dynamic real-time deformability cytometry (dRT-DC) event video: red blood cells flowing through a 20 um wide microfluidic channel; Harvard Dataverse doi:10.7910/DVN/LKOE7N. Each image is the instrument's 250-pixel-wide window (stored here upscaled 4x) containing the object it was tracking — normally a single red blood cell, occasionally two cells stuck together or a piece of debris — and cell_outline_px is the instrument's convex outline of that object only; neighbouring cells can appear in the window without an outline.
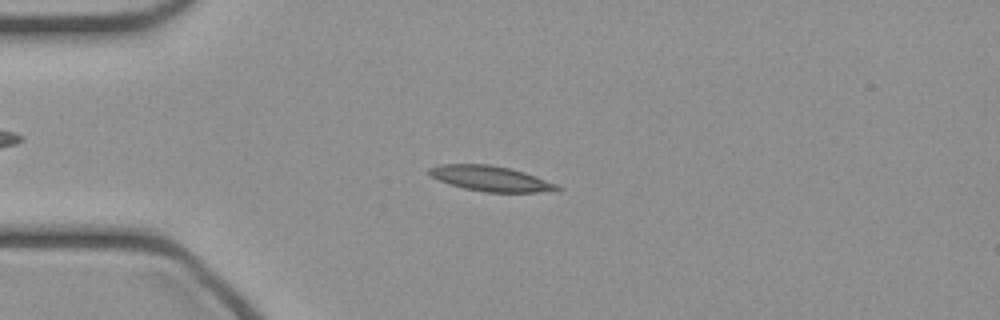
{"species": "common noctule bat (a hibernating species)", "species_latin": "Nyctalus noctula", "temperature_condition": "cold", "stored_images_in_passage": 47, "camera_frame_rate_fps": 3000, "um_per_image_px": 0.085, "animal": {"sex": "female", "body_mass_g": 21.9}, "frame": {"image": 1, "passage_image": 11, "time_ms": 3.333, "image_size_px": [1000, 320], "cell_outline_px": [[564, 188], [536, 192], [484, 192], [464, 188], [440, 180], [432, 176], [428, 172], [428, 168], [440, 164], [488, 164], [512, 168], [536, 176], [556, 184]], "centroid_in_image_um": [41.69, 15.16], "position_along_channel_um": 43.3, "area_um2": 18.61}}
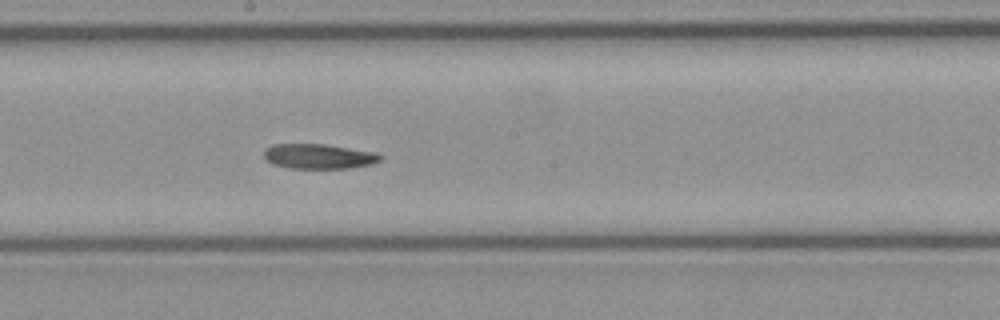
{"frame": {"image": 2, "passage_image": 25, "time_ms": 8.0, "image_size_px": [1000, 320], "cell_outline_px": [[384, 156], [380, 160], [372, 164], [352, 168], [292, 168], [272, 164], [264, 156], [264, 148], [272, 144], [324, 144], [376, 152]], "centroid_in_image_um": [27.11, 13.28], "position_along_channel_um": 221.1, "area_um2": 16.94}}
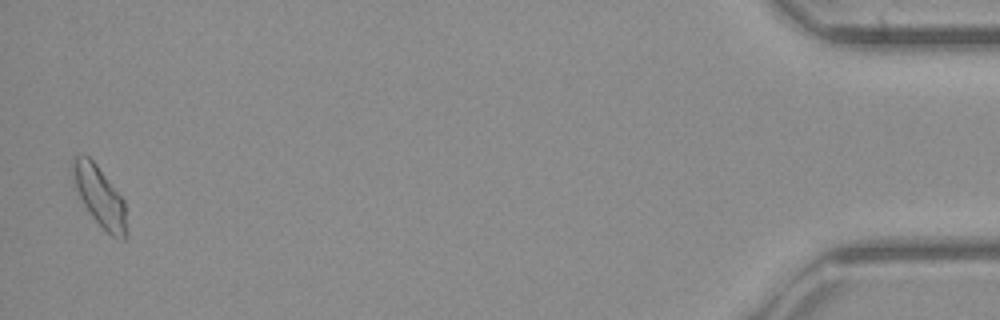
{"frame": {"image": 3, "passage_image": 46, "time_ms": 15.0, "image_size_px": [1000, 320], "cell_outline_px": [[124, 240], [120, 240], [112, 236], [92, 216], [84, 204], [76, 188], [72, 172], [72, 156], [88, 156], [96, 164], [124, 200]], "centroid_in_image_um": [8.43, 16.64], "position_along_channel_um": 426.8, "area_um2": 17.92}}